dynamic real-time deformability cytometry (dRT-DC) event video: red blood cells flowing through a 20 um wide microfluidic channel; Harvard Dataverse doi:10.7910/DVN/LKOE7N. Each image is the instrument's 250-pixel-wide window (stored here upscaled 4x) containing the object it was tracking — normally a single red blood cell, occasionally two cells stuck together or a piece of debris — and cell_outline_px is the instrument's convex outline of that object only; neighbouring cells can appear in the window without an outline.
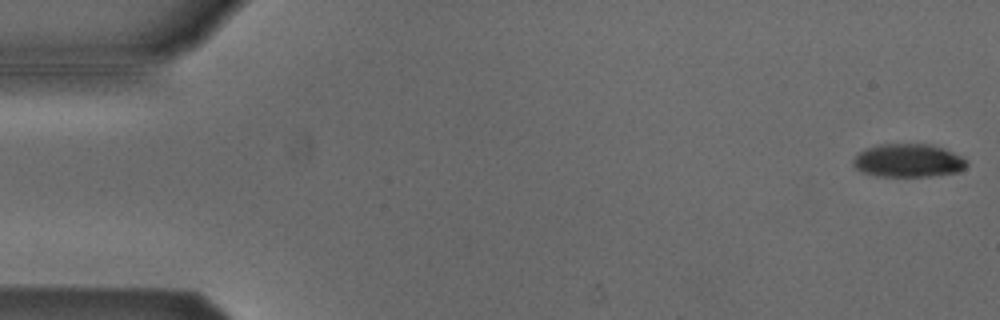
{"species": "Egyptian fruit bat (a non-hibernating species)", "species_latin": "Rousettus aegyptiacus", "temperature_condition": "cold", "stored_images_in_passage": 53, "camera_frame_rate_fps": 3000, "um_per_image_px": 0.085, "animal": {"sex": "male"}, "frame": {"image": 1, "passage_image": 1, "time_ms": 0.0, "image_size_px": [1000, 320], "cell_outline_px": [[968, 164], [964, 168], [956, 172], [928, 176], [876, 176], [860, 172], [852, 164], [852, 160], [860, 152], [876, 144], [932, 144], [944, 148], [968, 160]], "centroid_in_image_um": [77.18, 13.64], "position_along_channel_um": 7.8, "area_um2": 22.02}}
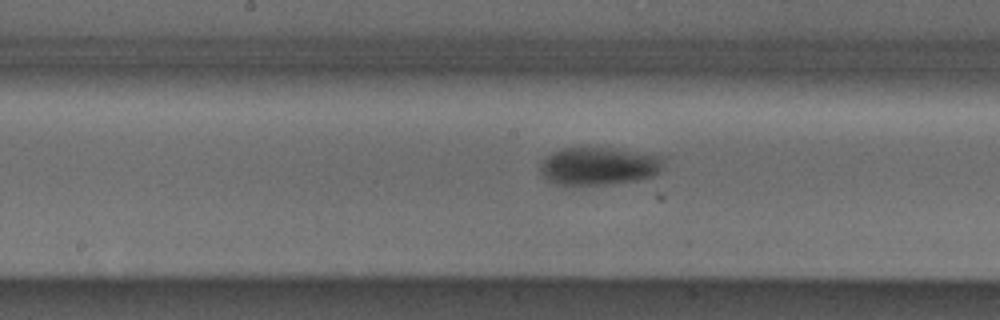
{"frame": {"image": 2, "passage_image": 27, "time_ms": 8.667, "image_size_px": [1000, 320], "cell_outline_px": [[664, 156], [660, 168], [652, 176], [636, 180], [608, 184], [568, 188], [556, 184], [548, 180], [544, 176], [540, 168], [544, 160], [552, 152], [564, 148], [608, 148]], "centroid_in_image_um": [50.84, 14.16], "position_along_channel_um": 197.4, "area_um2": 27.22}}
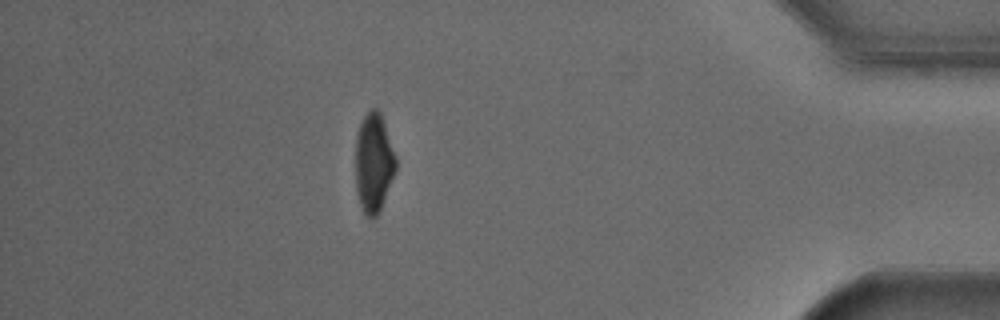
{"frame": {"image": 3, "passage_image": 47, "time_ms": 15.333, "image_size_px": [1000, 320], "cell_outline_px": [[396, 168], [380, 212], [376, 216], [368, 216], [364, 212], [360, 204], [356, 188], [356, 136], [360, 124], [364, 116], [372, 108], [376, 108], [380, 112], [396, 156]], "centroid_in_image_um": [31.76, 13.83], "position_along_channel_um": 403.4, "area_um2": 23.0}, "authors_computed_cell_mechanics": {"area_um2": 25.143, "velocity_mm_per_s": 3.8148, "shape_relaxation_time_tau1_ms": 2.399, "shape_relaxation_time_tau2_ms": null, "deformation_change_tau1": 0.1172, "deformation_change_tau2": null}}